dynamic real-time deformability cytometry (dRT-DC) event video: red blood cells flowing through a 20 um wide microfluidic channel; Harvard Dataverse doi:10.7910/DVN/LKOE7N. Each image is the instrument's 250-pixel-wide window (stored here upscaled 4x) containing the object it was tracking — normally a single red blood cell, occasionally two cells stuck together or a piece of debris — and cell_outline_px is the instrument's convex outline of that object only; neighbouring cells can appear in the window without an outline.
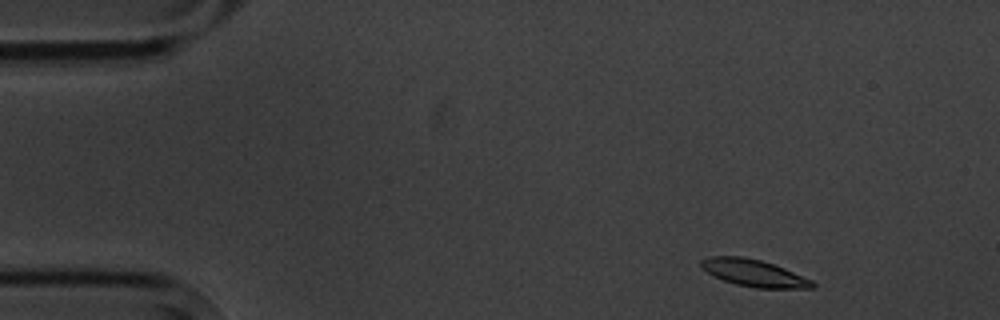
{"species": "common noctule bat (a hibernating species)", "species_latin": "Nyctalus noctula", "temperature_condition": "cold", "stored_images_in_passage": 6, "camera_frame_rate_fps": 3000, "um_per_image_px": 0.085, "animal": {"sex": "male", "body_mass_g": 20.1, "forearm_length_mm": 53.5}, "frame": {"image": 1, "passage_image": 1, "time_ms": 0.0, "image_size_px": [1000, 320], "cell_outline_px": [[816, 288], [756, 288], [736, 284], [724, 280], [708, 272], [700, 264], [700, 260], [708, 256], [744, 256], [760, 260], [784, 268], [812, 280], [816, 284]], "centroid_in_image_um": [64.1, 23.2], "position_along_channel_um": 20.9, "area_um2": 17.34}}
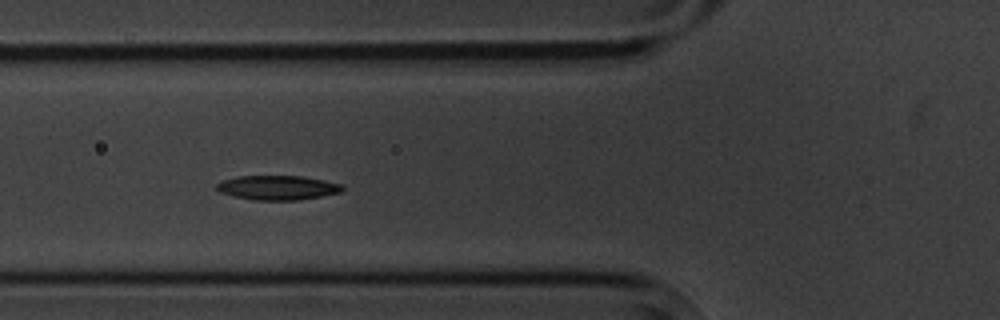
{"frame": {"image": 2, "passage_image": 5, "time_ms": 4.667, "image_size_px": [1000, 320], "cell_outline_px": [[344, 188], [340, 192], [300, 200], [252, 200], [220, 192], [216, 188], [216, 184], [224, 180], [236, 176], [300, 176], [324, 180], [344, 184]], "centroid_in_image_um": [23.62, 15.95], "position_along_channel_um": 102.2, "area_um2": 17.8}}
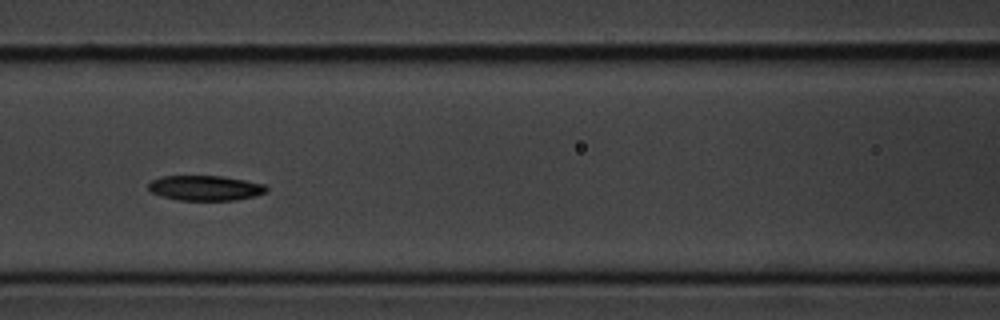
{"frame": {"image": 3, "passage_image": 6, "time_ms": 6.0, "image_size_px": [1000, 320], "cell_outline_px": [[268, 192], [256, 196], [236, 200], [176, 200], [152, 192], [148, 188], [148, 184], [152, 180], [160, 176], [224, 176], [264, 184], [268, 188]], "centroid_in_image_um": [17.48, 15.98], "position_along_channel_um": 149.1, "area_um2": 17.28}}